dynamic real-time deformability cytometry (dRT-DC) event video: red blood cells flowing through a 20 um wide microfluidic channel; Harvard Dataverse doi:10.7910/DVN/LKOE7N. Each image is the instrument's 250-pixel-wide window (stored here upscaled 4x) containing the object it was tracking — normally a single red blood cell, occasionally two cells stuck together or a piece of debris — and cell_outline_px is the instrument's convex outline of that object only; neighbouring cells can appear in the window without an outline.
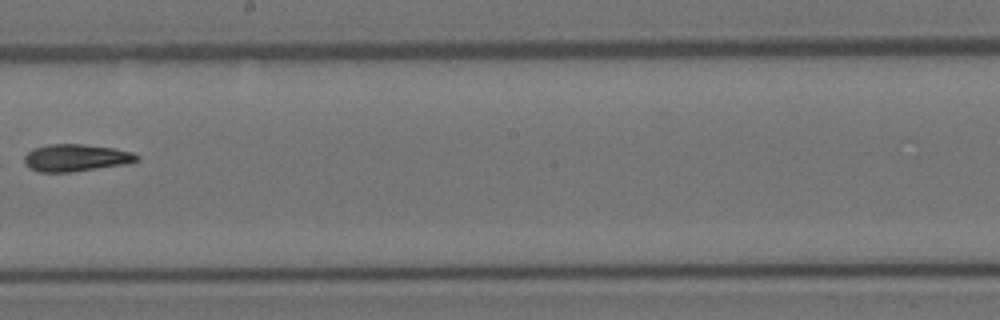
{"species": "Egyptian fruit bat (a non-hibernating species)", "species_latin": "Rousettus aegyptiacus", "temperature_condition": "room temperature", "stored_images_in_passage": 10, "camera_frame_rate_fps": 3000, "um_per_image_px": 0.085, "animal": {"sex": "female"}, "frame": {"image": 1, "passage_image": 9, "time_ms": 10.0, "image_size_px": [1000, 320], "cell_outline_px": [[140, 160], [128, 164], [68, 172], [40, 172], [24, 164], [24, 156], [32, 148], [48, 144], [84, 144], [112, 148], [132, 152], [140, 156]], "centroid_in_image_um": [6.47, 13.4], "position_along_channel_um": 241.7, "area_um2": 17.86}}
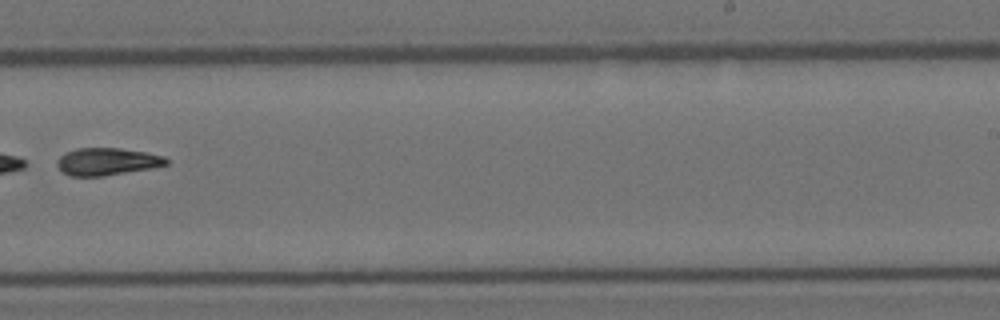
{"frame": {"image": 2, "passage_image": 10, "time_ms": 11.0, "image_size_px": [1000, 320], "cell_outline_px": [[168, 164], [152, 168], [100, 176], [72, 176], [64, 172], [56, 164], [56, 160], [64, 152], [76, 148], [120, 148], [144, 152], [164, 156], [168, 160]], "centroid_in_image_um": [9.08, 13.72], "position_along_channel_um": 279.9, "area_um2": 17.28}}